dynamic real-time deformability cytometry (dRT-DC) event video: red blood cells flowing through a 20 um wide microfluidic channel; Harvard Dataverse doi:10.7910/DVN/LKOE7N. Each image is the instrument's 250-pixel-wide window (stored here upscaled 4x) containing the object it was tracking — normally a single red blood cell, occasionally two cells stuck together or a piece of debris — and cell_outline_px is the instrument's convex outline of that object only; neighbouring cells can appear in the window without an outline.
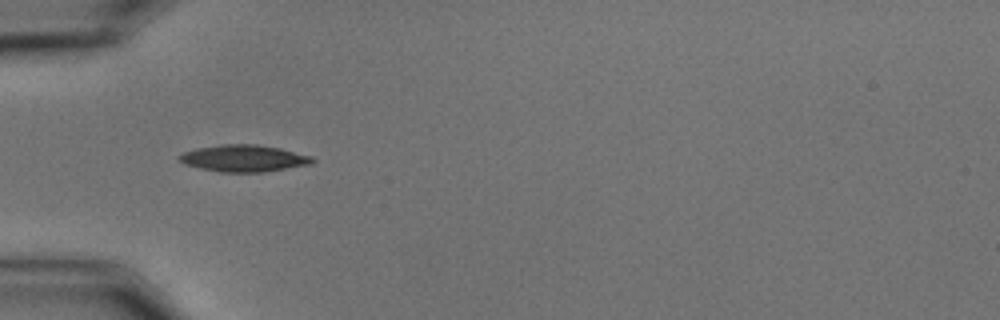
{"species": "common noctule bat (a hibernating species)", "species_latin": "Nyctalus noctula", "temperature_condition": "cold", "stored_images_in_passage": 40, "camera_frame_rate_fps": 3000, "um_per_image_px": 0.085, "animal": {"sex": "male", "body_mass_g": 15.6}, "frame": {"image": 1, "passage_image": 1, "time_ms": 0.0, "image_size_px": [1000, 320], "cell_outline_px": [[316, 160], [312, 164], [264, 172], [220, 172], [200, 168], [184, 164], [176, 160], [176, 156], [184, 152], [196, 148], [220, 144], [256, 144], [280, 148], [312, 156]], "centroid_in_image_um": [20.7, 13.45], "position_along_channel_um": 64.3, "area_um2": 21.04}}
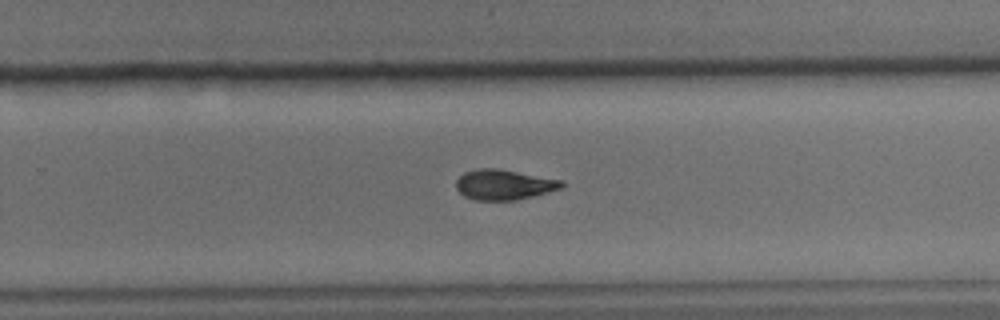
{"frame": {"image": 2, "passage_image": 20, "time_ms": 6.333, "image_size_px": [1000, 320], "cell_outline_px": [[564, 188], [516, 200], [472, 200], [464, 196], [456, 188], [456, 180], [464, 172], [476, 168], [496, 168], [564, 180]], "centroid_in_image_um": [42.84, 15.69], "position_along_channel_um": 287.0, "area_um2": 18.73}}
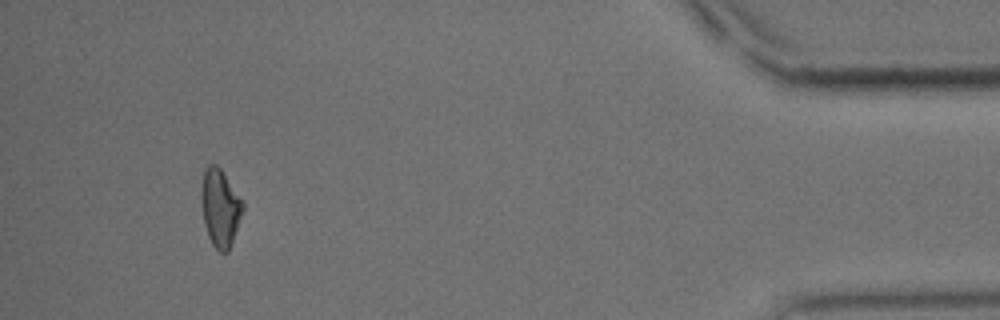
{"frame": {"image": 3, "passage_image": 36, "time_ms": 11.667, "image_size_px": [1000, 320], "cell_outline_px": [[244, 208], [232, 244], [228, 252], [220, 252], [212, 244], [208, 236], [204, 224], [200, 204], [200, 192], [204, 168], [208, 164], [216, 164], [220, 168], [244, 200]], "centroid_in_image_um": [18.71, 17.64], "position_along_channel_um": 416.5, "area_um2": 19.25}, "authors_computed_cell_mechanics": {"area_um2": 18.8717, "velocity_mm_per_s": 3.5432, "shape_relaxation_time_tau1_ms": 7.7759, "shape_relaxation_time_tau2_ms": 4.5905, "deformation_change_tau1": 0.1681, "deformation_change_tau2": 0.106}}